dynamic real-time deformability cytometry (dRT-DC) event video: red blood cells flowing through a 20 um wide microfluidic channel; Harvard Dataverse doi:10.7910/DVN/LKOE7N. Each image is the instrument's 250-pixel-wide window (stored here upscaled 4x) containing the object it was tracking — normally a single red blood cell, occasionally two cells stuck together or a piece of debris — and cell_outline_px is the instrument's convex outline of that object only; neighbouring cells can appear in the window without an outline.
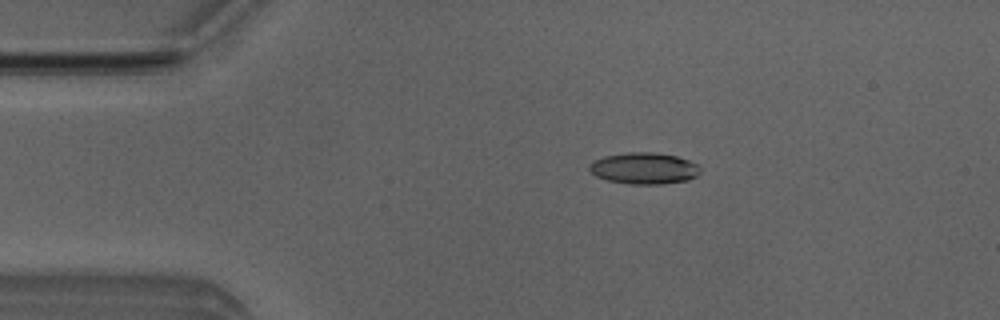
{"species": "Egyptian fruit bat (a non-hibernating species)", "species_latin": "Rousettus aegyptiacus", "temperature_condition": "room temperature", "stored_images_in_passage": 52, "camera_frame_rate_fps": 3000, "um_per_image_px": 0.085, "animal": {"sex": "male"}, "frame": {"image": 1, "passage_image": 10, "time_ms": 3.0, "image_size_px": [1000, 320], "cell_outline_px": [[700, 172], [696, 176], [688, 180], [660, 184], [632, 184], [608, 180], [596, 176], [588, 168], [596, 160], [604, 156], [628, 152], [652, 152], [676, 156], [700, 164]], "centroid_in_image_um": [54.79, 14.3], "position_along_channel_um": 30.2, "area_um2": 20.17}}
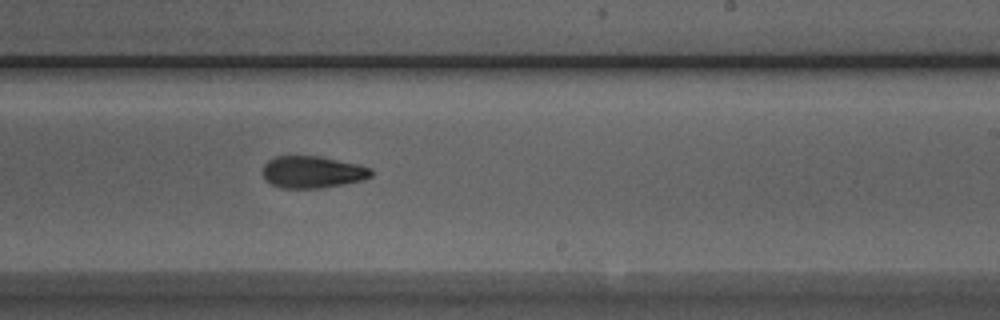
{"frame": {"image": 2, "passage_image": 31, "time_ms": 10.0, "image_size_px": [1000, 320], "cell_outline_px": [[372, 176], [364, 180], [320, 188], [280, 188], [264, 180], [264, 164], [268, 160], [276, 156], [320, 156], [356, 164], [372, 168]], "centroid_in_image_um": [26.56, 14.62], "position_along_channel_um": 262.4, "area_um2": 20.17}}
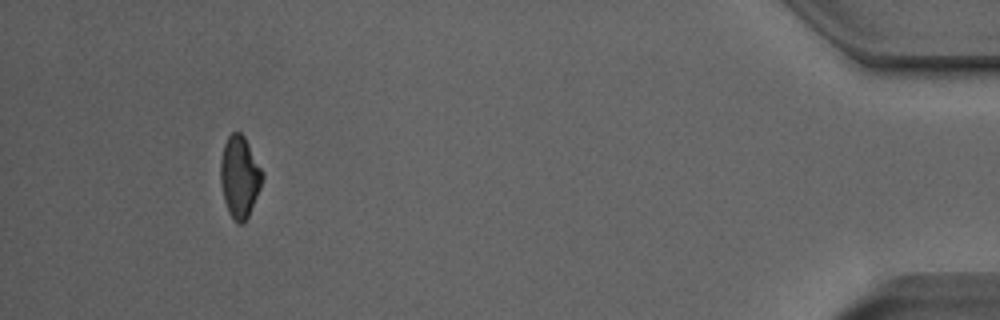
{"frame": {"image": 3, "passage_image": 48, "time_ms": 15.667, "image_size_px": [1000, 320], "cell_outline_px": [[264, 176], [260, 188], [248, 216], [244, 224], [236, 224], [232, 220], [228, 212], [224, 200], [220, 180], [220, 160], [224, 144], [228, 136], [232, 132], [240, 132], [244, 136], [264, 172]], "centroid_in_image_um": [20.36, 15.05], "position_along_channel_um": 414.8, "area_um2": 20.11}, "authors_computed_cell_mechanics": {"area_um2": 20.2878, "velocity_mm_per_s": 3.9821, "shape_relaxation_time_tau1_ms": 4.8305, "shape_relaxation_time_tau2_ms": 3.6367, "deformation_change_tau1": 0.1351, "deformation_change_tau2": 0.1093}}